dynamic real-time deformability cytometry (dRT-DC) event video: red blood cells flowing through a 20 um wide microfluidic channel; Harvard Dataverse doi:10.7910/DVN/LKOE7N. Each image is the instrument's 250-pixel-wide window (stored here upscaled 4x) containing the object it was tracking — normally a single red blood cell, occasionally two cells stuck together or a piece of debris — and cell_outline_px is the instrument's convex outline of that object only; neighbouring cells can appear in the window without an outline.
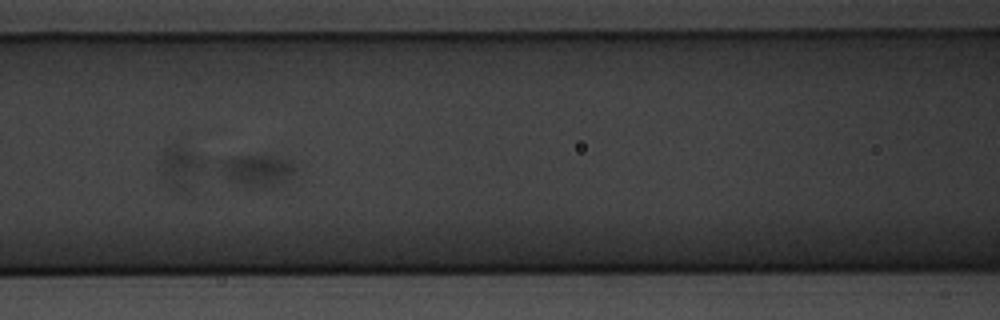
{"species": "common noctule bat (a hibernating species)", "species_latin": "Nyctalus noctula", "temperature_condition": "warm", "stored_images_in_passage": 36, "segment_of_instrument_passage": [1, 2], "camera_frame_rate_fps": 3000, "um_per_image_px": 0.085, "animal": {"sex": "male", "body_mass_g": 20.1, "forearm_length_mm": 53.5}, "frame": {"image": 1, "passage_image": 6, "time_ms": 1.667, "image_size_px": [1000, 320], "cell_outline_px": [[296, 168], [284, 180], [268, 188], [244, 188], [224, 176], [216, 164], [220, 160], [236, 156], [268, 156], [288, 160], [296, 164]], "centroid_in_image_um": [21.77, 14.5], "position_along_channel_um": 144.8, "area_um2": 13.87}}
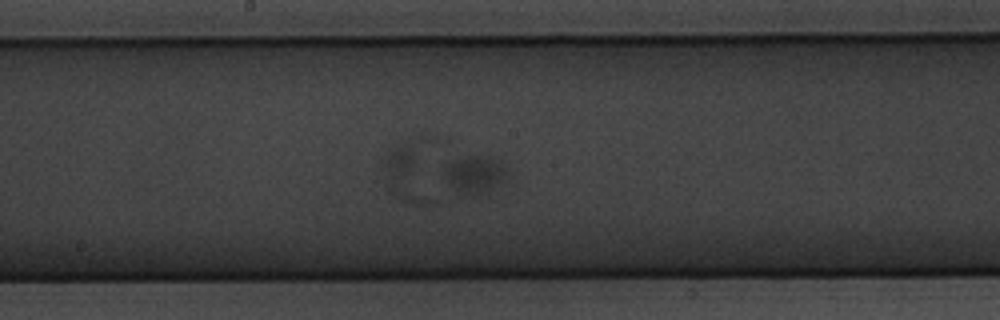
{"frame": {"image": 2, "passage_image": 11, "time_ms": 3.333, "image_size_px": [1000, 320], "cell_outline_px": [[508, 180], [504, 184], [484, 192], [456, 192], [440, 176], [440, 172], [444, 164], [448, 160], [468, 156], [488, 156], [500, 160], [504, 164]], "centroid_in_image_um": [40.3, 14.77], "position_along_channel_um": 207.9, "area_um2": 14.28}}